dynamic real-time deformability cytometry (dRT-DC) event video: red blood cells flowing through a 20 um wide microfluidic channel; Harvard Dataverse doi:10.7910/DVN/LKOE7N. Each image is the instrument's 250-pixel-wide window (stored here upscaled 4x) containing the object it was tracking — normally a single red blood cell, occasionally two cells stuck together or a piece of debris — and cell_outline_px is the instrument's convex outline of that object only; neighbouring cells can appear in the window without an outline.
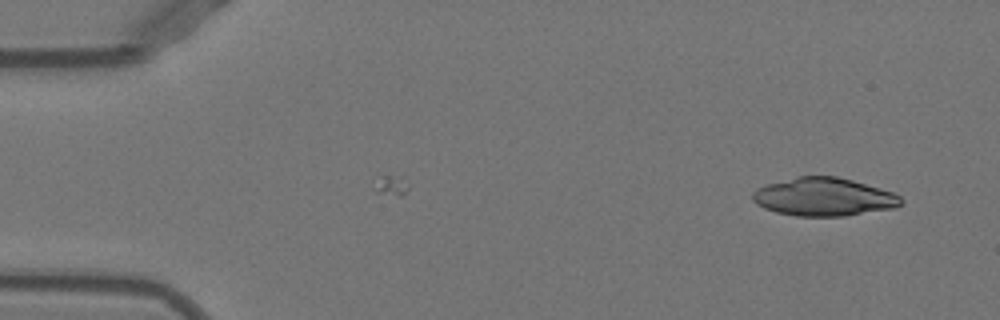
{"species": "Egyptian fruit bat (a non-hibernating species)", "species_latin": "Rousettus aegyptiacus", "temperature_condition": "warm", "stored_images_in_passage": 48, "camera_frame_rate_fps": 3000, "um_per_image_px": 0.085, "animal": {"sex": "female"}, "frame": {"image": 1, "passage_image": 1, "time_ms": 0.0, "image_size_px": [1000, 320], "cell_outline_px": [[904, 200], [896, 208], [844, 216], [796, 216], [776, 212], [764, 208], [756, 204], [752, 200], [752, 192], [756, 188], [768, 184], [796, 176], [836, 176], [852, 180], [880, 188], [892, 192], [900, 196]], "centroid_in_image_um": [70.01, 16.74], "position_along_channel_um": 15.0, "area_um2": 33.12}}